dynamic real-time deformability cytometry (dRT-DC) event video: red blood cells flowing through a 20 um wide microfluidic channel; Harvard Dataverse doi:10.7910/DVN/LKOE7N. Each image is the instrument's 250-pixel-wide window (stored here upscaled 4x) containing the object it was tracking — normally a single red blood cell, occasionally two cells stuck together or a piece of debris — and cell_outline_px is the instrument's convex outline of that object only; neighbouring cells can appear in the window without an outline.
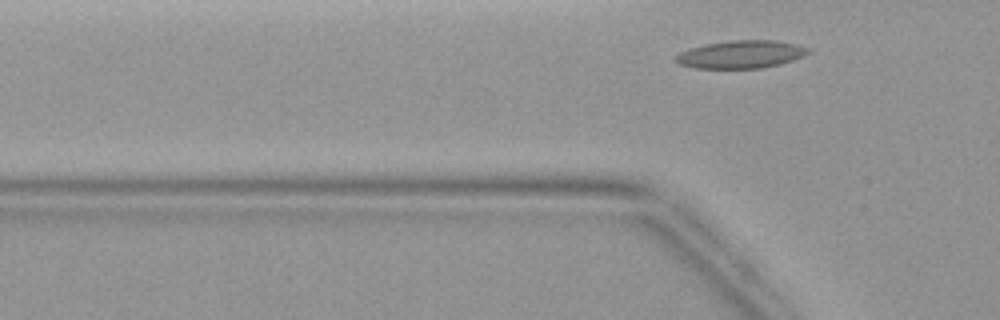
{"species": "common noctule bat (a hibernating species)", "species_latin": "Nyctalus noctula", "temperature_condition": "warm", "stored_images_in_passage": 3, "camera_frame_rate_fps": 3000, "um_per_image_px": 0.085, "animal": {"sex": "female", "body_mass_g": 19.9}, "frame": {"image": 1, "passage_image": 3, "time_ms": 2.333, "image_size_px": [1000, 320], "cell_outline_px": [[812, 52], [804, 56], [780, 64], [760, 68], [696, 68], [680, 64], [672, 60], [672, 56], [680, 52], [692, 48], [708, 44], [728, 40], [776, 40], [796, 44], [808, 48]], "centroid_in_image_um": [62.98, 4.62], "position_along_channel_um": 62.8, "area_um2": 21.5}}